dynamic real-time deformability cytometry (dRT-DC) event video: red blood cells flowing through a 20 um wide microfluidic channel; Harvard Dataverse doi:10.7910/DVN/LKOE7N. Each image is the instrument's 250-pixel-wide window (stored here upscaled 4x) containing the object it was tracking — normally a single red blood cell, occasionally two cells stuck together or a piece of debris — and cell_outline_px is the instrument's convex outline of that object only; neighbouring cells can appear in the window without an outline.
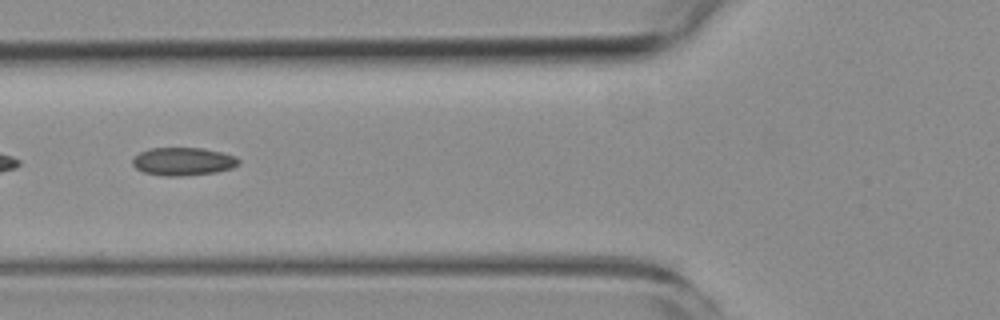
{"species": "common noctule bat (a hibernating species)", "species_latin": "Nyctalus noctula", "temperature_condition": "room temperature", "stored_images_in_passage": 4, "camera_frame_rate_fps": 3000, "um_per_image_px": 0.085, "animal": {"sex": "female", "body_mass_g": 19.3, "forearm_length_mm": 54.1}, "frame": {"image": 1, "passage_image": 2, "time_ms": 1.333, "image_size_px": [1000, 320], "cell_outline_px": [[240, 164], [232, 168], [216, 172], [180, 176], [164, 176], [144, 172], [136, 168], [132, 164], [132, 160], [140, 152], [148, 148], [204, 148], [236, 156], [240, 160]], "centroid_in_image_um": [15.58, 13.72], "position_along_channel_um": 110.2, "area_um2": 17.34}}
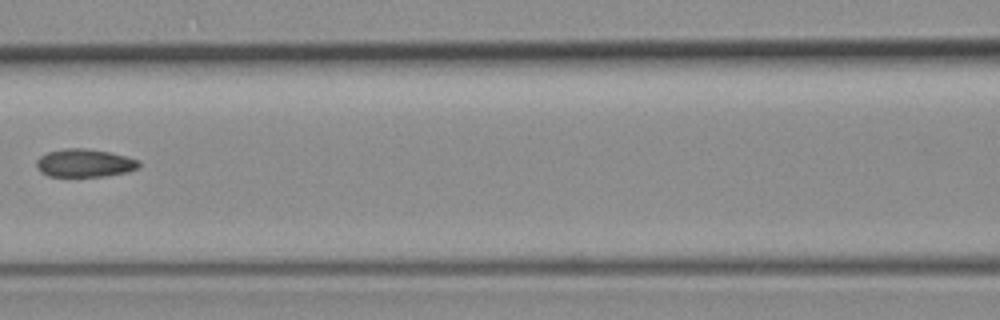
{"frame": {"image": 2, "passage_image": 3, "time_ms": 2.667, "image_size_px": [1000, 320], "cell_outline_px": [[140, 164], [136, 168], [128, 172], [104, 176], [48, 176], [40, 172], [36, 168], [36, 160], [40, 156], [48, 152], [64, 148], [84, 148], [108, 152], [140, 160]], "centroid_in_image_um": [7.15, 13.86], "position_along_channel_um": 159.4, "area_um2": 16.7}}
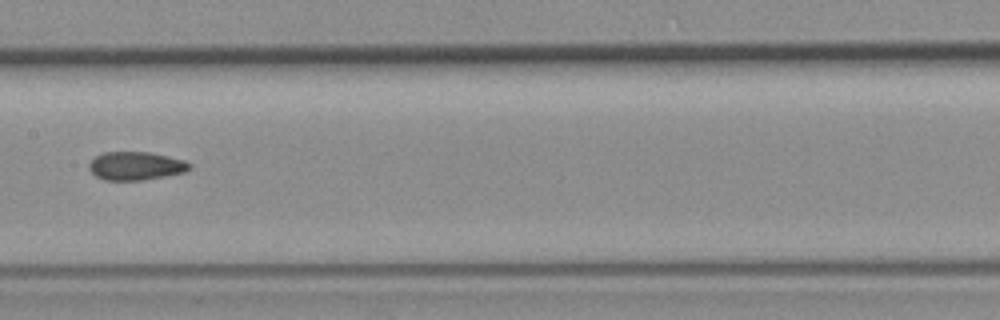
{"frame": {"image": 3, "passage_image": 4, "time_ms": 3.667, "image_size_px": [1000, 320], "cell_outline_px": [[192, 168], [184, 172], [144, 180], [104, 180], [96, 176], [88, 168], [88, 164], [96, 156], [104, 152], [148, 152], [168, 156], [184, 160], [192, 164]], "centroid_in_image_um": [11.55, 14.1], "position_along_channel_um": 195.9, "area_um2": 16.59}}